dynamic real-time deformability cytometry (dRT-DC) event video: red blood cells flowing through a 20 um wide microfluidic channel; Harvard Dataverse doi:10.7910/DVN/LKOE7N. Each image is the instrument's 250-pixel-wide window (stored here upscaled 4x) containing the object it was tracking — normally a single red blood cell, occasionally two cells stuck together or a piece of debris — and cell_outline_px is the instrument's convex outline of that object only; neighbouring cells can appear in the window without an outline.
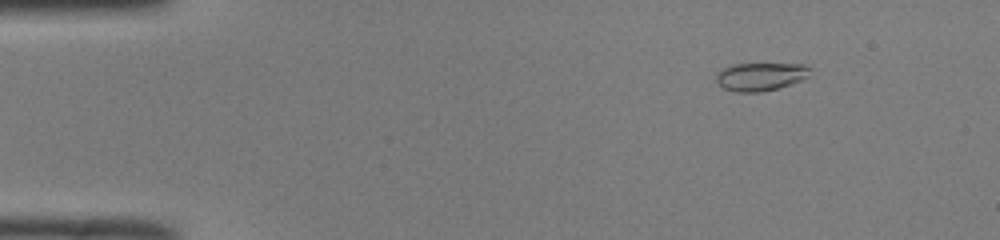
{"species": "common noctule bat (a hibernating species)", "species_latin": "Nyctalus noctula", "temperature_condition": "room temperature", "stored_images_in_passage": 45, "camera_frame_rate_fps": 3000, "um_per_image_px": 0.085, "animal": {"sex": "male", "body_mass_g": 19.0, "forearm_length_mm": 50.8}, "frame": {"image": 1, "passage_image": 1, "time_ms": 0.0, "image_size_px": [1000, 240], "cell_outline_px": [[812, 68], [808, 76], [804, 80], [776, 88], [760, 92], [736, 92], [724, 88], [716, 80], [716, 72], [732, 64], [804, 64]], "centroid_in_image_um": [64.67, 6.5], "position_along_channel_um": 20.3, "area_um2": 15.37}}
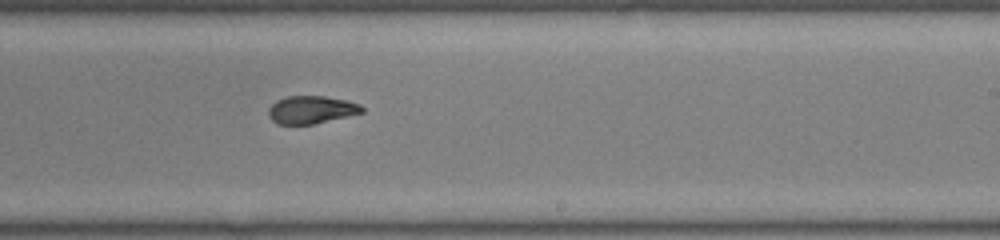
{"frame": {"image": 2, "passage_image": 26, "time_ms": 8.333, "image_size_px": [1000, 240], "cell_outline_px": [[364, 112], [312, 124], [276, 124], [268, 116], [268, 108], [276, 100], [288, 96], [324, 96], [348, 100], [360, 104], [364, 108]], "centroid_in_image_um": [26.45, 9.32], "position_along_channel_um": 262.6, "area_um2": 15.14}}
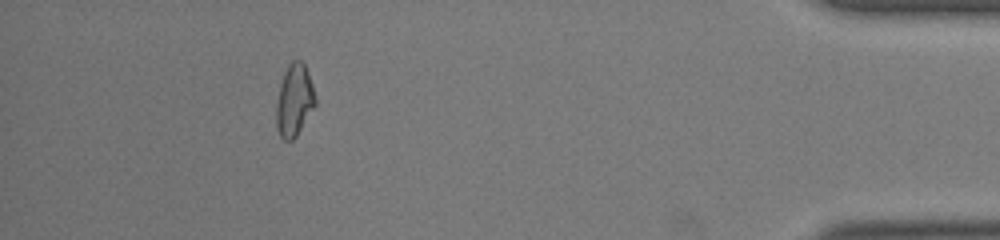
{"frame": {"image": 3, "passage_image": 41, "time_ms": 13.333, "image_size_px": [1000, 240], "cell_outline_px": [[316, 104], [296, 136], [292, 140], [284, 140], [280, 136], [276, 128], [276, 104], [280, 84], [284, 72], [288, 64], [292, 60], [300, 60], [304, 64], [308, 72], [316, 96]], "centroid_in_image_um": [25.01, 8.52], "position_along_channel_um": 410.2, "area_um2": 16.42}, "authors_computed_cell_mechanics": {"area_um2": 15.7794, "velocity_mm_per_s": 4.0308, "shape_relaxation_time_tau1_ms": null, "shape_relaxation_time_tau2_ms": 1.425, "deformation_change_tau1": null, "deformation_change_tau2": 0.0627}}